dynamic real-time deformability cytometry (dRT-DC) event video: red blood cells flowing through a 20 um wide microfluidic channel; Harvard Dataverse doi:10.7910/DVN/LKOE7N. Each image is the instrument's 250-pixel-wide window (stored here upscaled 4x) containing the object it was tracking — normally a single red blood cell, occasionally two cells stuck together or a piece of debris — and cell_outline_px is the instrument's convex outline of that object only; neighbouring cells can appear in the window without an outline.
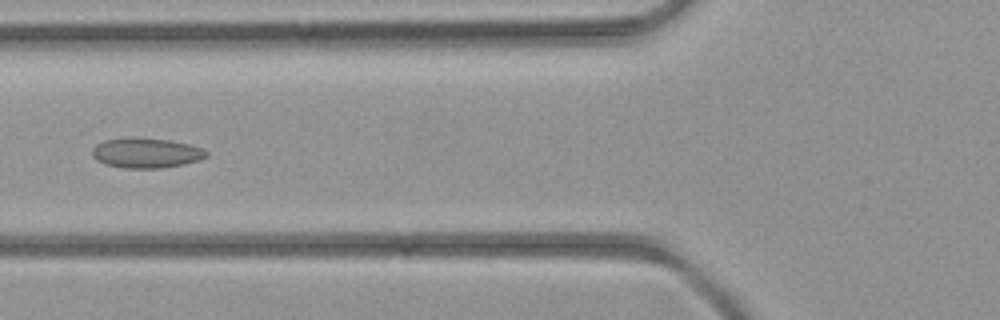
{"species": "common noctule bat (a hibernating species)", "species_latin": "Nyctalus noctula", "temperature_condition": "room temperature", "stored_images_in_passage": 16, "camera_frame_rate_fps": 3000, "um_per_image_px": 0.085, "animal": {"sex": "female", "body_mass_g": 21.9}, "frame": {"image": 1, "passage_image": 5, "time_ms": 1.333, "image_size_px": [1000, 320], "cell_outline_px": [[208, 156], [200, 160], [184, 164], [160, 168], [124, 168], [104, 164], [96, 160], [92, 156], [92, 148], [96, 144], [104, 140], [128, 136], [132, 136], [168, 140], [188, 144], [200, 148], [208, 152]], "centroid_in_image_um": [12.38, 12.99], "position_along_channel_um": 113.4, "area_um2": 20.23}}
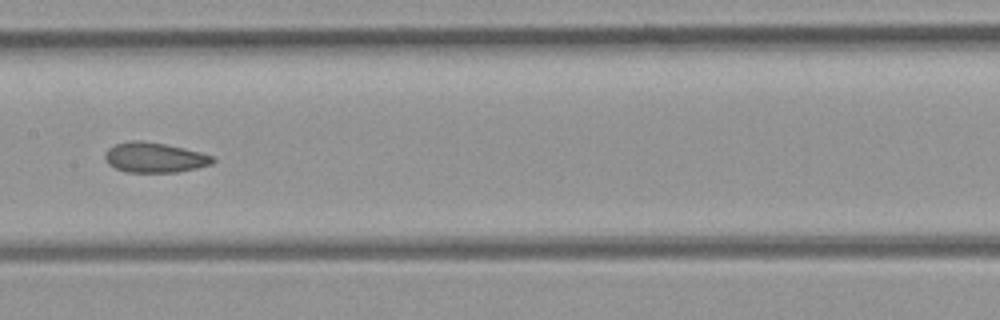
{"frame": {"image": 2, "passage_image": 10, "time_ms": 3.0, "image_size_px": [1000, 320], "cell_outline_px": [[216, 160], [212, 164], [196, 168], [176, 172], [128, 172], [116, 168], [108, 164], [104, 160], [104, 152], [108, 148], [116, 144], [132, 140], [140, 140], [164, 144], [184, 148], [200, 152], [212, 156]], "centroid_in_image_um": [13.11, 13.39], "position_along_channel_um": 194.3, "area_um2": 18.84}}
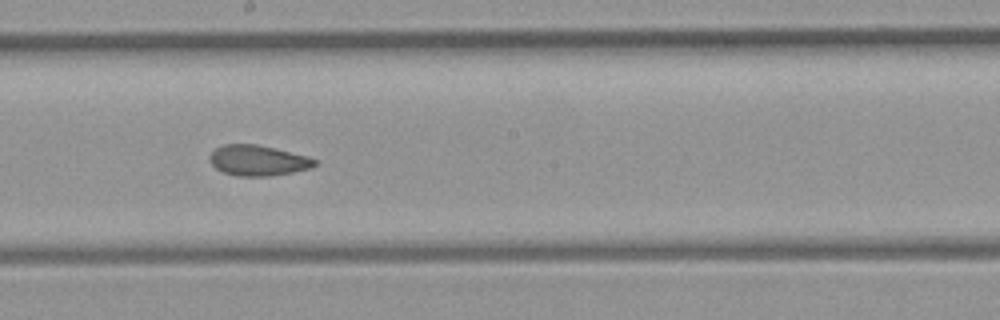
{"frame": {"image": 3, "passage_image": 12, "time_ms": 3.667, "image_size_px": [1000, 320], "cell_outline_px": [[316, 164], [312, 168], [292, 172], [268, 176], [236, 176], [224, 172], [216, 168], [208, 160], [208, 156], [216, 148], [224, 144], [256, 144], [308, 156], [316, 160]], "centroid_in_image_um": [21.91, 13.64], "position_along_channel_um": 226.3, "area_um2": 18.61}}